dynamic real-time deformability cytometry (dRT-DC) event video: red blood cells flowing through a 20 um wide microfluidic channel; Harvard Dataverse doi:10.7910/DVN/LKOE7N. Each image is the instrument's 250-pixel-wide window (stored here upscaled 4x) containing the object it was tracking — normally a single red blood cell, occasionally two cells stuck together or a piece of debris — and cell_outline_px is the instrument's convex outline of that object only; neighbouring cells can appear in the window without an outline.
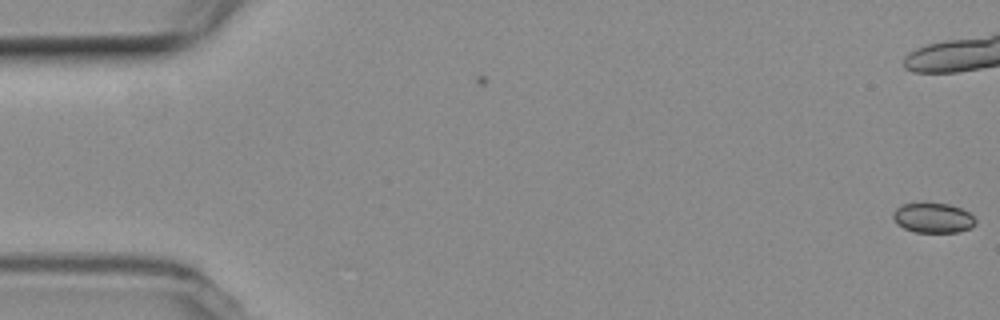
{"species": "common noctule bat (a hibernating species)", "species_latin": "Nyctalus noctula", "temperature_condition": "room temperature", "stored_images_in_passage": 2, "camera_frame_rate_fps": 3000, "um_per_image_px": 0.085, "animal": {"sex": "female", "body_mass_g": 19.3, "forearm_length_mm": 54.1}, "frame": {"image": 1, "passage_image": 2, "time_ms": 0.333, "image_size_px": [1000, 320], "cell_outline_px": [[976, 224], [972, 228], [960, 232], [916, 232], [904, 228], [896, 224], [892, 216], [892, 212], [896, 208], [904, 204], [920, 200], [924, 200], [948, 204], [960, 208], [968, 212], [976, 220]], "centroid_in_image_um": [79.28, 18.48], "position_along_channel_um": 5.7, "area_um2": 14.97}}